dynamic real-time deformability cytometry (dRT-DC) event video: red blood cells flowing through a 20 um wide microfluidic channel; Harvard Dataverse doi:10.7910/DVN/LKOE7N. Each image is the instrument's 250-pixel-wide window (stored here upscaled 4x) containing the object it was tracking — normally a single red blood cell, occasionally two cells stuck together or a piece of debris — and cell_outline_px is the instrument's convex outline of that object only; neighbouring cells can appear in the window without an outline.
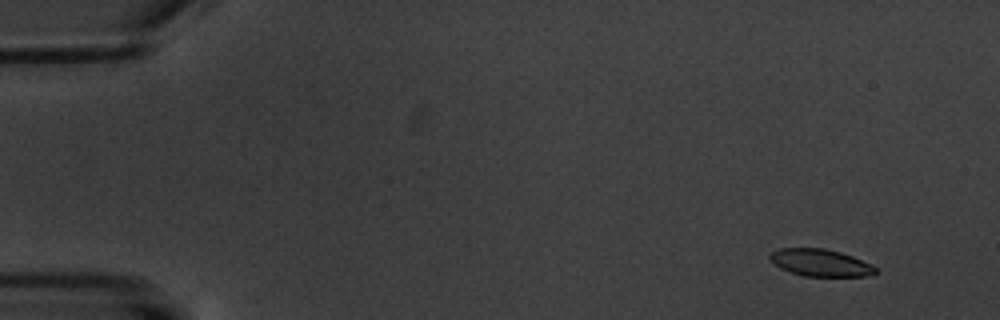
{"species": "common noctule bat (a hibernating species)", "species_latin": "Nyctalus noctula", "temperature_condition": "warm", "stored_images_in_passage": 6, "camera_frame_rate_fps": 3000, "um_per_image_px": 0.085, "animal": {"sex": "male", "body_mass_g": 20.1, "forearm_length_mm": 53.5}, "frame": {"image": 1, "passage_image": 2, "time_ms": 1.0, "image_size_px": [1000, 320], "cell_outline_px": [[880, 272], [868, 276], [804, 276], [780, 268], [768, 256], [772, 252], [780, 248], [824, 248], [840, 252], [852, 256], [872, 264]], "centroid_in_image_um": [69.79, 22.33], "position_along_channel_um": 15.2, "area_um2": 16.65}}
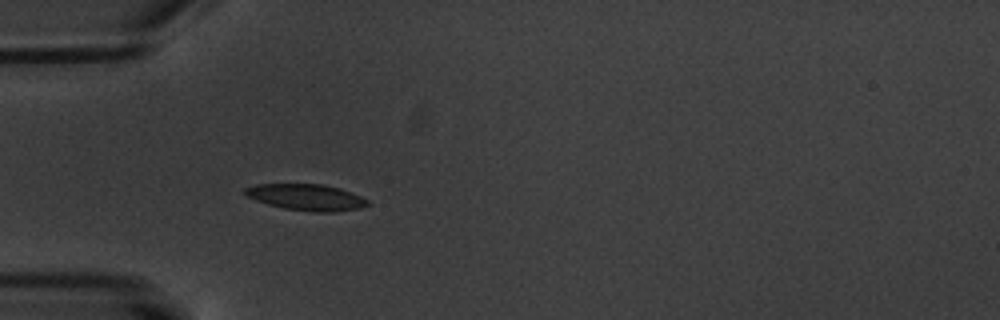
{"frame": {"image": 2, "passage_image": 6, "time_ms": 5.667, "image_size_px": [1000, 320], "cell_outline_px": [[368, 204], [360, 208], [332, 212], [316, 212], [284, 208], [268, 204], [256, 200], [248, 196], [244, 192], [244, 188], [256, 184], [320, 184], [340, 188], [360, 196], [368, 200]], "centroid_in_image_um": [26.03, 16.76], "position_along_channel_um": 59.0, "area_um2": 18.55}}